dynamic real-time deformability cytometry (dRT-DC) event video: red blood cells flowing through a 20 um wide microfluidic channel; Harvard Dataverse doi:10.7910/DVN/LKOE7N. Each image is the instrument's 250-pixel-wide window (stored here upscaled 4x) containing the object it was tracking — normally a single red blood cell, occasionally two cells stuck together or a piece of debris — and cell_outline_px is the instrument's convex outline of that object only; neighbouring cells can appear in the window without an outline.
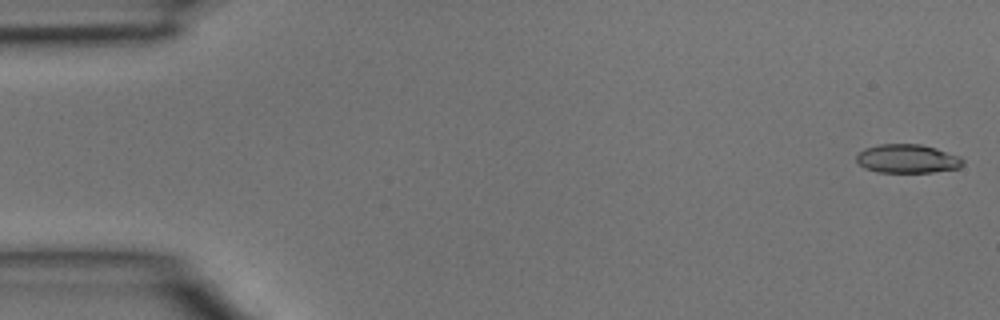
{"species": "common noctule bat (a hibernating species)", "species_latin": "Nyctalus noctula", "temperature_condition": "room temperature", "stored_images_in_passage": 4, "camera_frame_rate_fps": 3000, "um_per_image_px": 0.085, "animal": {"sex": "male", "body_mass_g": 15.6}, "frame": {"image": 1, "passage_image": 1, "time_ms": 0.0, "image_size_px": [1000, 320], "cell_outline_px": [[964, 164], [960, 168], [932, 172], [876, 172], [864, 168], [856, 160], [856, 156], [864, 148], [880, 144], [920, 144], [936, 148], [960, 156], [964, 160]], "centroid_in_image_um": [77.14, 13.49], "position_along_channel_um": 7.9, "area_um2": 17.92}}
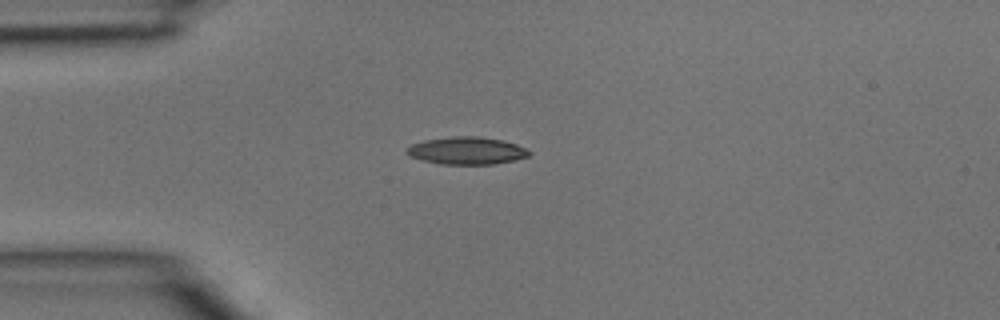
{"frame": {"image": 2, "passage_image": 4, "time_ms": 1.0, "image_size_px": [1000, 320], "cell_outline_px": [[532, 152], [528, 156], [512, 160], [492, 164], [440, 164], [424, 160], [412, 156], [408, 152], [408, 148], [412, 144], [424, 140], [452, 136], [480, 136], [504, 140], [516, 144]], "centroid_in_image_um": [39.71, 12.79], "position_along_channel_um": 45.3, "area_um2": 19.31}}